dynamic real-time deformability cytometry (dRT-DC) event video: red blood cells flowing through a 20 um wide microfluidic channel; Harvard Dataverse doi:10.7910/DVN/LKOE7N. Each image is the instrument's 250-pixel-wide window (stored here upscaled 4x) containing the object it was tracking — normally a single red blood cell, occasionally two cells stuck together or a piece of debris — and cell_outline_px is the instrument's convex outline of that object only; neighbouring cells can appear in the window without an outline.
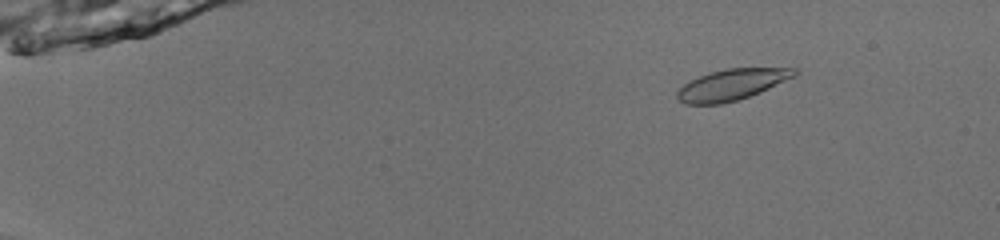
{"species": "common noctule bat (a hibernating species)", "species_latin": "Nyctalus noctula", "temperature_condition": "room temperature", "stored_images_in_passage": 53, "camera_frame_rate_fps": 3000, "um_per_image_px": 0.085, "animal": {"sex": "male", "body_mass_g": 13.0, "forearm_length_mm": 53.1}, "frame": {"image": 1, "passage_image": 9, "time_ms": 2.667, "image_size_px": [1000, 240], "cell_outline_px": [[796, 76], [760, 92], [736, 100], [720, 104], [684, 104], [676, 96], [676, 92], [684, 84], [700, 76], [712, 72], [728, 68], [796, 68]], "centroid_in_image_um": [62.2, 7.2], "position_along_channel_um": 22.8, "area_um2": 20.87}}
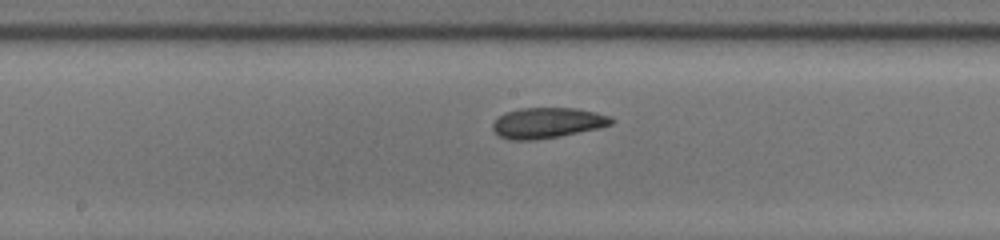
{"frame": {"image": 2, "passage_image": 31, "time_ms": 10.0, "image_size_px": [1000, 240], "cell_outline_px": [[612, 124], [600, 128], [560, 136], [536, 140], [508, 140], [500, 136], [492, 128], [492, 124], [500, 116], [508, 112], [520, 108], [576, 108], [596, 112], [612, 116]], "centroid_in_image_um": [46.55, 10.45], "position_along_channel_um": 201.6, "area_um2": 21.1}}
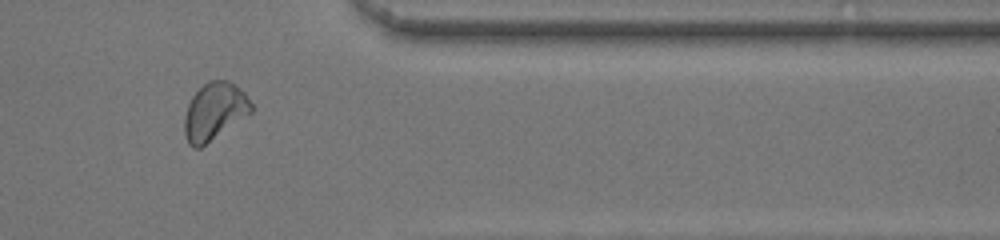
{"frame": {"image": 3, "passage_image": 46, "time_ms": 15.0, "image_size_px": [1000, 240], "cell_outline_px": [[252, 112], [200, 148], [192, 148], [188, 144], [184, 132], [184, 116], [188, 104], [192, 96], [208, 80], [228, 80], [240, 88], [244, 92], [252, 104]], "centroid_in_image_um": [18.21, 9.47], "position_along_channel_um": 393.2, "area_um2": 22.25}, "authors_computed_cell_mechanics": {"area_um2": 21.2126, "velocity_mm_per_s": 3.9926, "shape_relaxation_time_tau1_ms": 3.2097, "shape_relaxation_time_tau2_ms": 4.2515, "deformation_change_tau1": 0.0979, "deformation_change_tau2": 0.0637}}